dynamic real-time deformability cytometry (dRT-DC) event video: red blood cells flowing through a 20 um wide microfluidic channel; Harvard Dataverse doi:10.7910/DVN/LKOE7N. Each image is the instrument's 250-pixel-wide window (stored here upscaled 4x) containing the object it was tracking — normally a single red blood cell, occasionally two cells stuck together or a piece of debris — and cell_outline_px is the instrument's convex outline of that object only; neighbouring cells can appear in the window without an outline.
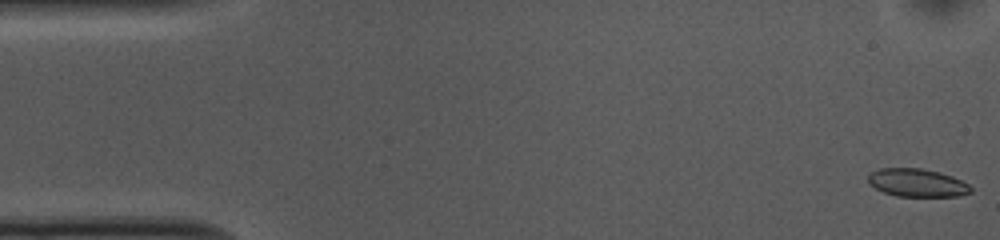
{"species": "common noctule bat (a hibernating species)", "species_latin": "Nyctalus noctula", "temperature_condition": "cold", "stored_images_in_passage": 53, "camera_frame_rate_fps": 3000, "um_per_image_px": 0.085, "animal": {"sex": "female", "body_mass_g": 10.0, "forearm_length_mm": 53.1}, "frame": {"image": 1, "passage_image": 1, "time_ms": 0.0, "image_size_px": [1000, 240], "cell_outline_px": [[972, 192], [960, 196], [896, 196], [884, 192], [868, 184], [868, 176], [872, 172], [880, 168], [920, 168], [952, 176], [968, 184], [972, 188]], "centroid_in_image_um": [77.95, 15.54], "position_along_channel_um": 7.1, "area_um2": 16.65}}
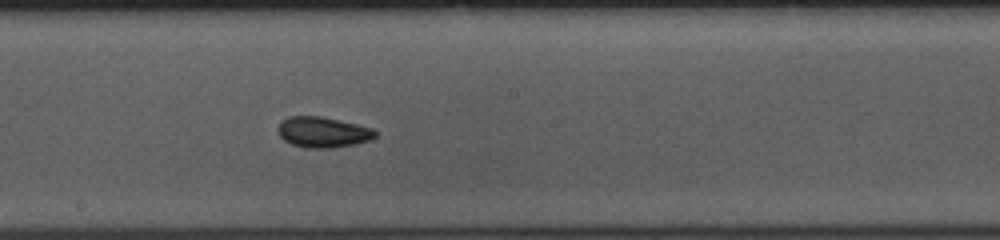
{"frame": {"image": 2, "passage_image": 28, "time_ms": 9.0, "image_size_px": [1000, 240], "cell_outline_px": [[376, 136], [368, 140], [356, 144], [332, 148], [308, 148], [292, 144], [284, 140], [280, 136], [276, 128], [280, 120], [288, 116], [320, 116], [356, 124], [372, 128], [376, 132]], "centroid_in_image_um": [27.39, 11.23], "position_along_channel_um": 220.8, "area_um2": 17.4}}
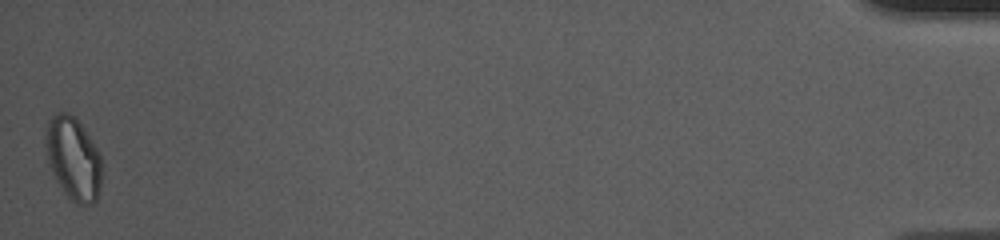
{"frame": {"image": 3, "passage_image": 53, "time_ms": 17.333, "image_size_px": [1000, 240], "cell_outline_px": [[100, 188], [96, 200], [92, 204], [80, 204], [72, 200], [68, 196], [56, 180], [48, 164], [44, 144], [48, 120], [56, 112], [68, 112], [80, 124], [96, 148], [100, 156]], "centroid_in_image_um": [6.19, 13.46], "position_along_channel_um": 429.0, "area_um2": 26.65}, "authors_computed_cell_mechanics": {"area_um2": 17.5134, "velocity_mm_per_s": 3.6845, "shape_relaxation_time_tau1_ms": 8.75, "shape_relaxation_time_tau2_ms": 3.8253, "deformation_change_tau1": 0.1093, "deformation_change_tau2": 0.0673}}